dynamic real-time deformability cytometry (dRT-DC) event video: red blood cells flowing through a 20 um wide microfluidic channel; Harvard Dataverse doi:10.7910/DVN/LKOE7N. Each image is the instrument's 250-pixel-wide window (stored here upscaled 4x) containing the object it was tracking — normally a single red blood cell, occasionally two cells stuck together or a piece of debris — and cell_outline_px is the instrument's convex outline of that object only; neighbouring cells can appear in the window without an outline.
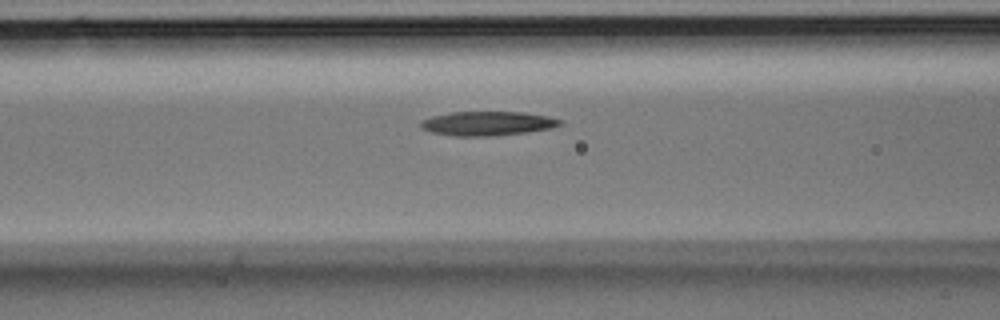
{"species": "Egyptian fruit bat (a non-hibernating species)", "species_latin": "Rousettus aegyptiacus", "temperature_condition": "room temperature", "stored_images_in_passage": 4, "camera_frame_rate_fps": 3000, "um_per_image_px": 0.085, "animal": {"sex": "male"}, "frame": {"image": 1, "passage_image": 4, "time_ms": 1.0, "image_size_px": [1000, 320], "cell_outline_px": [[564, 124], [552, 128], [528, 132], [496, 136], [452, 136], [432, 132], [420, 128], [420, 124], [424, 120], [432, 116], [448, 112], [524, 112], [548, 116], [564, 120]], "centroid_in_image_um": [41.49, 10.5], "position_along_channel_um": 125.1, "area_um2": 19.88}}